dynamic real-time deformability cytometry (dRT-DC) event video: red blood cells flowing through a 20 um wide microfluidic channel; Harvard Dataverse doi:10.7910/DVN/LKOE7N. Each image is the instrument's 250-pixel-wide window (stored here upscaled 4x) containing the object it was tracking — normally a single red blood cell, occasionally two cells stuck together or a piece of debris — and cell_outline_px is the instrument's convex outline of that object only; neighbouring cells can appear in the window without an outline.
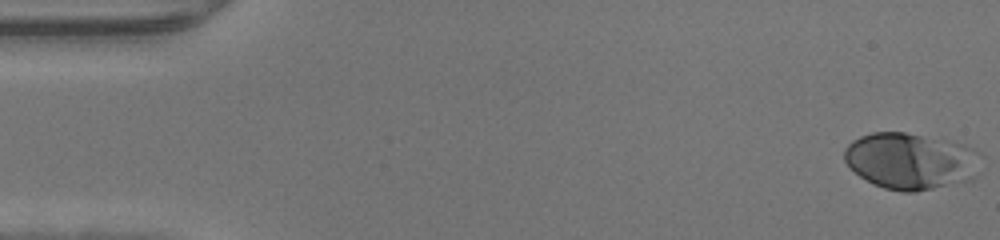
{"species": "human", "species_latin": "Homo sapiens", "temperature_condition": "warm", "stored_images_in_passage": 47, "camera_frame_rate_fps": 3000, "um_per_image_px": 0.085, "donor": {"sex": "male"}, "frame": {"image": 1, "passage_image": 1, "time_ms": 0.0, "image_size_px": [1000, 240], "cell_outline_px": [[984, 156], [980, 172], [972, 180], [916, 192], [900, 192], [884, 188], [872, 184], [860, 176], [844, 160], [844, 148], [852, 140], [860, 136], [872, 132], [904, 132], [964, 144], [980, 152]], "centroid_in_image_um": [77.48, 13.7], "position_along_channel_um": 7.5, "area_um2": 45.66}}
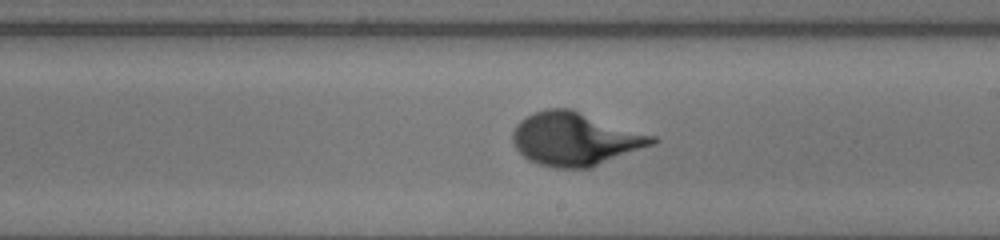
{"frame": {"image": 2, "passage_image": 27, "time_ms": 8.667, "image_size_px": [1000, 240], "cell_outline_px": [[660, 140], [656, 144], [592, 168], [552, 168], [528, 160], [516, 148], [512, 140], [512, 132], [516, 124], [520, 120], [544, 108], [572, 108], [656, 136]], "centroid_in_image_um": [48.94, 11.81], "position_along_channel_um": 240.1, "area_um2": 43.87}}
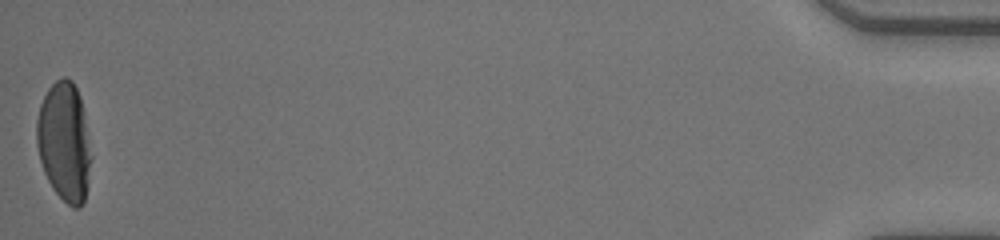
{"frame": {"image": 3, "passage_image": 47, "time_ms": 15.333, "image_size_px": [1000, 240], "cell_outline_px": [[92, 156], [88, 184], [84, 200], [80, 208], [72, 208], [52, 188], [44, 172], [40, 160], [36, 144], [36, 120], [40, 104], [48, 88], [60, 76], [64, 76], [72, 80], [80, 96]], "centroid_in_image_um": [5.46, 12.05], "position_along_channel_um": 429.7, "area_um2": 37.97}}